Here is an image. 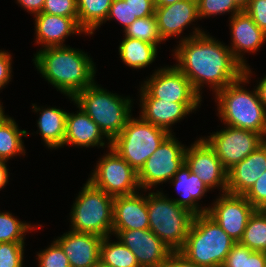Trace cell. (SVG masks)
Instances as JSON below:
<instances>
[{
  "instance_id": "1",
  "label": "cell",
  "mask_w": 266,
  "mask_h": 267,
  "mask_svg": "<svg viewBox=\"0 0 266 267\" xmlns=\"http://www.w3.org/2000/svg\"><path fill=\"white\" fill-rule=\"evenodd\" d=\"M194 30L181 38L174 55L178 62L175 66L200 96L204 84L216 93L244 75V67L234 58L229 46L198 27Z\"/></svg>"
},
{
  "instance_id": "2",
  "label": "cell",
  "mask_w": 266,
  "mask_h": 267,
  "mask_svg": "<svg viewBox=\"0 0 266 267\" xmlns=\"http://www.w3.org/2000/svg\"><path fill=\"white\" fill-rule=\"evenodd\" d=\"M33 61L42 77L69 99L95 82L94 62L79 48H42L34 55Z\"/></svg>"
},
{
  "instance_id": "3",
  "label": "cell",
  "mask_w": 266,
  "mask_h": 267,
  "mask_svg": "<svg viewBox=\"0 0 266 267\" xmlns=\"http://www.w3.org/2000/svg\"><path fill=\"white\" fill-rule=\"evenodd\" d=\"M249 67L244 68L242 77L215 93L218 114L224 125L255 131L264 137L266 109L257 89L249 92L242 86L249 84L252 74Z\"/></svg>"
},
{
  "instance_id": "4",
  "label": "cell",
  "mask_w": 266,
  "mask_h": 267,
  "mask_svg": "<svg viewBox=\"0 0 266 267\" xmlns=\"http://www.w3.org/2000/svg\"><path fill=\"white\" fill-rule=\"evenodd\" d=\"M236 243L207 213L195 215L183 247L178 251L200 267H222Z\"/></svg>"
},
{
  "instance_id": "5",
  "label": "cell",
  "mask_w": 266,
  "mask_h": 267,
  "mask_svg": "<svg viewBox=\"0 0 266 267\" xmlns=\"http://www.w3.org/2000/svg\"><path fill=\"white\" fill-rule=\"evenodd\" d=\"M71 101L77 104L112 141L132 116V99L121 97L98 86L96 82L78 92Z\"/></svg>"
},
{
  "instance_id": "6",
  "label": "cell",
  "mask_w": 266,
  "mask_h": 267,
  "mask_svg": "<svg viewBox=\"0 0 266 267\" xmlns=\"http://www.w3.org/2000/svg\"><path fill=\"white\" fill-rule=\"evenodd\" d=\"M147 209L149 230L174 252L179 251L185 243L195 214L158 190L149 191Z\"/></svg>"
},
{
  "instance_id": "7",
  "label": "cell",
  "mask_w": 266,
  "mask_h": 267,
  "mask_svg": "<svg viewBox=\"0 0 266 267\" xmlns=\"http://www.w3.org/2000/svg\"><path fill=\"white\" fill-rule=\"evenodd\" d=\"M113 202V196L96 188L87 180L70 212L71 230L103 238L112 235Z\"/></svg>"
},
{
  "instance_id": "8",
  "label": "cell",
  "mask_w": 266,
  "mask_h": 267,
  "mask_svg": "<svg viewBox=\"0 0 266 267\" xmlns=\"http://www.w3.org/2000/svg\"><path fill=\"white\" fill-rule=\"evenodd\" d=\"M169 134L140 116H131L123 131L111 141V149L138 173Z\"/></svg>"
},
{
  "instance_id": "9",
  "label": "cell",
  "mask_w": 266,
  "mask_h": 267,
  "mask_svg": "<svg viewBox=\"0 0 266 267\" xmlns=\"http://www.w3.org/2000/svg\"><path fill=\"white\" fill-rule=\"evenodd\" d=\"M88 181L113 197L131 195L141 190L138 173L111 148L98 161Z\"/></svg>"
},
{
  "instance_id": "10",
  "label": "cell",
  "mask_w": 266,
  "mask_h": 267,
  "mask_svg": "<svg viewBox=\"0 0 266 267\" xmlns=\"http://www.w3.org/2000/svg\"><path fill=\"white\" fill-rule=\"evenodd\" d=\"M185 150L186 146L173 133L169 134L138 172L140 189L146 192L157 184L171 180L185 164Z\"/></svg>"
},
{
  "instance_id": "11",
  "label": "cell",
  "mask_w": 266,
  "mask_h": 267,
  "mask_svg": "<svg viewBox=\"0 0 266 267\" xmlns=\"http://www.w3.org/2000/svg\"><path fill=\"white\" fill-rule=\"evenodd\" d=\"M140 99H161L178 103H200L189 79L174 65L158 68L140 87Z\"/></svg>"
},
{
  "instance_id": "12",
  "label": "cell",
  "mask_w": 266,
  "mask_h": 267,
  "mask_svg": "<svg viewBox=\"0 0 266 267\" xmlns=\"http://www.w3.org/2000/svg\"><path fill=\"white\" fill-rule=\"evenodd\" d=\"M203 139L227 171L265 142L264 137L255 131L230 126Z\"/></svg>"
},
{
  "instance_id": "13",
  "label": "cell",
  "mask_w": 266,
  "mask_h": 267,
  "mask_svg": "<svg viewBox=\"0 0 266 267\" xmlns=\"http://www.w3.org/2000/svg\"><path fill=\"white\" fill-rule=\"evenodd\" d=\"M206 207V213L236 242H239L248 220L256 210L244 195L220 194Z\"/></svg>"
},
{
  "instance_id": "14",
  "label": "cell",
  "mask_w": 266,
  "mask_h": 267,
  "mask_svg": "<svg viewBox=\"0 0 266 267\" xmlns=\"http://www.w3.org/2000/svg\"><path fill=\"white\" fill-rule=\"evenodd\" d=\"M189 147L185 150V164L190 171L196 174L210 190L220 187L221 193L227 192L228 171L214 150L203 138H199Z\"/></svg>"
},
{
  "instance_id": "15",
  "label": "cell",
  "mask_w": 266,
  "mask_h": 267,
  "mask_svg": "<svg viewBox=\"0 0 266 267\" xmlns=\"http://www.w3.org/2000/svg\"><path fill=\"white\" fill-rule=\"evenodd\" d=\"M135 255L140 267H161L174 252L149 229L112 230Z\"/></svg>"
},
{
  "instance_id": "16",
  "label": "cell",
  "mask_w": 266,
  "mask_h": 267,
  "mask_svg": "<svg viewBox=\"0 0 266 267\" xmlns=\"http://www.w3.org/2000/svg\"><path fill=\"white\" fill-rule=\"evenodd\" d=\"M230 30L232 33L231 50L234 58L244 67H248L243 53H256L266 41V34L258 27L252 18L243 10L230 17Z\"/></svg>"
},
{
  "instance_id": "17",
  "label": "cell",
  "mask_w": 266,
  "mask_h": 267,
  "mask_svg": "<svg viewBox=\"0 0 266 267\" xmlns=\"http://www.w3.org/2000/svg\"><path fill=\"white\" fill-rule=\"evenodd\" d=\"M103 237L70 230L55 241L68 257L70 267H92L100 260Z\"/></svg>"
},
{
  "instance_id": "18",
  "label": "cell",
  "mask_w": 266,
  "mask_h": 267,
  "mask_svg": "<svg viewBox=\"0 0 266 267\" xmlns=\"http://www.w3.org/2000/svg\"><path fill=\"white\" fill-rule=\"evenodd\" d=\"M160 37L166 41L178 36L183 30L199 19L197 0H181L167 6H155Z\"/></svg>"
},
{
  "instance_id": "19",
  "label": "cell",
  "mask_w": 266,
  "mask_h": 267,
  "mask_svg": "<svg viewBox=\"0 0 266 267\" xmlns=\"http://www.w3.org/2000/svg\"><path fill=\"white\" fill-rule=\"evenodd\" d=\"M266 171V141L227 173V192L245 195Z\"/></svg>"
},
{
  "instance_id": "20",
  "label": "cell",
  "mask_w": 266,
  "mask_h": 267,
  "mask_svg": "<svg viewBox=\"0 0 266 267\" xmlns=\"http://www.w3.org/2000/svg\"><path fill=\"white\" fill-rule=\"evenodd\" d=\"M34 17L36 43L44 48L66 46L63 43L68 36L86 34L78 24V17H63L42 12Z\"/></svg>"
},
{
  "instance_id": "21",
  "label": "cell",
  "mask_w": 266,
  "mask_h": 267,
  "mask_svg": "<svg viewBox=\"0 0 266 267\" xmlns=\"http://www.w3.org/2000/svg\"><path fill=\"white\" fill-rule=\"evenodd\" d=\"M149 229L147 195L139 192L114 197L113 230Z\"/></svg>"
},
{
  "instance_id": "22",
  "label": "cell",
  "mask_w": 266,
  "mask_h": 267,
  "mask_svg": "<svg viewBox=\"0 0 266 267\" xmlns=\"http://www.w3.org/2000/svg\"><path fill=\"white\" fill-rule=\"evenodd\" d=\"M201 103H178L161 99H140L143 120L172 133L171 126L196 111Z\"/></svg>"
},
{
  "instance_id": "23",
  "label": "cell",
  "mask_w": 266,
  "mask_h": 267,
  "mask_svg": "<svg viewBox=\"0 0 266 267\" xmlns=\"http://www.w3.org/2000/svg\"><path fill=\"white\" fill-rule=\"evenodd\" d=\"M79 112L67 113L65 145L80 147H103L111 148V141L104 135L99 126L78 106ZM105 138L107 142H105ZM104 139V140H103Z\"/></svg>"
},
{
  "instance_id": "24",
  "label": "cell",
  "mask_w": 266,
  "mask_h": 267,
  "mask_svg": "<svg viewBox=\"0 0 266 267\" xmlns=\"http://www.w3.org/2000/svg\"><path fill=\"white\" fill-rule=\"evenodd\" d=\"M172 181V182H171ZM170 183L175 186L182 198L171 199L178 205L187 208L193 214L206 213V207H199L198 201L202 199L204 194L209 192V188L200 180L196 174L184 164L170 180Z\"/></svg>"
},
{
  "instance_id": "25",
  "label": "cell",
  "mask_w": 266,
  "mask_h": 267,
  "mask_svg": "<svg viewBox=\"0 0 266 267\" xmlns=\"http://www.w3.org/2000/svg\"><path fill=\"white\" fill-rule=\"evenodd\" d=\"M34 112H40L37 121L38 131L42 136L45 145L49 149H58L63 147L66 134V117L67 113L63 109L56 107H47L40 109L37 105L32 104Z\"/></svg>"
},
{
  "instance_id": "26",
  "label": "cell",
  "mask_w": 266,
  "mask_h": 267,
  "mask_svg": "<svg viewBox=\"0 0 266 267\" xmlns=\"http://www.w3.org/2000/svg\"><path fill=\"white\" fill-rule=\"evenodd\" d=\"M158 47L143 40L124 37L119 45L120 59L133 69L148 67L157 57Z\"/></svg>"
},
{
  "instance_id": "27",
  "label": "cell",
  "mask_w": 266,
  "mask_h": 267,
  "mask_svg": "<svg viewBox=\"0 0 266 267\" xmlns=\"http://www.w3.org/2000/svg\"><path fill=\"white\" fill-rule=\"evenodd\" d=\"M113 0H77L78 24L86 34H94L106 22Z\"/></svg>"
},
{
  "instance_id": "28",
  "label": "cell",
  "mask_w": 266,
  "mask_h": 267,
  "mask_svg": "<svg viewBox=\"0 0 266 267\" xmlns=\"http://www.w3.org/2000/svg\"><path fill=\"white\" fill-rule=\"evenodd\" d=\"M26 130H20L16 121L8 115L0 121V159L8 161L14 156L25 155L22 137Z\"/></svg>"
},
{
  "instance_id": "29",
  "label": "cell",
  "mask_w": 266,
  "mask_h": 267,
  "mask_svg": "<svg viewBox=\"0 0 266 267\" xmlns=\"http://www.w3.org/2000/svg\"><path fill=\"white\" fill-rule=\"evenodd\" d=\"M239 243L252 251L266 253V210L256 209L253 212Z\"/></svg>"
},
{
  "instance_id": "30",
  "label": "cell",
  "mask_w": 266,
  "mask_h": 267,
  "mask_svg": "<svg viewBox=\"0 0 266 267\" xmlns=\"http://www.w3.org/2000/svg\"><path fill=\"white\" fill-rule=\"evenodd\" d=\"M110 236L103 238L100 246V260L110 267H140L135 255L119 239L109 242Z\"/></svg>"
},
{
  "instance_id": "31",
  "label": "cell",
  "mask_w": 266,
  "mask_h": 267,
  "mask_svg": "<svg viewBox=\"0 0 266 267\" xmlns=\"http://www.w3.org/2000/svg\"><path fill=\"white\" fill-rule=\"evenodd\" d=\"M222 267H266V253L252 251L236 242L226 256Z\"/></svg>"
},
{
  "instance_id": "32",
  "label": "cell",
  "mask_w": 266,
  "mask_h": 267,
  "mask_svg": "<svg viewBox=\"0 0 266 267\" xmlns=\"http://www.w3.org/2000/svg\"><path fill=\"white\" fill-rule=\"evenodd\" d=\"M123 32L125 37L143 40L156 46L163 41L159 34L155 14L144 18H137Z\"/></svg>"
},
{
  "instance_id": "33",
  "label": "cell",
  "mask_w": 266,
  "mask_h": 267,
  "mask_svg": "<svg viewBox=\"0 0 266 267\" xmlns=\"http://www.w3.org/2000/svg\"><path fill=\"white\" fill-rule=\"evenodd\" d=\"M31 224L19 221L9 212H0V243L24 242L25 233L35 230Z\"/></svg>"
},
{
  "instance_id": "34",
  "label": "cell",
  "mask_w": 266,
  "mask_h": 267,
  "mask_svg": "<svg viewBox=\"0 0 266 267\" xmlns=\"http://www.w3.org/2000/svg\"><path fill=\"white\" fill-rule=\"evenodd\" d=\"M199 19L231 12L234 16L243 10L234 0H197Z\"/></svg>"
},
{
  "instance_id": "35",
  "label": "cell",
  "mask_w": 266,
  "mask_h": 267,
  "mask_svg": "<svg viewBox=\"0 0 266 267\" xmlns=\"http://www.w3.org/2000/svg\"><path fill=\"white\" fill-rule=\"evenodd\" d=\"M25 242L0 243V267H23Z\"/></svg>"
},
{
  "instance_id": "36",
  "label": "cell",
  "mask_w": 266,
  "mask_h": 267,
  "mask_svg": "<svg viewBox=\"0 0 266 267\" xmlns=\"http://www.w3.org/2000/svg\"><path fill=\"white\" fill-rule=\"evenodd\" d=\"M37 253L38 267H70L68 257L56 241H53L47 249Z\"/></svg>"
},
{
  "instance_id": "37",
  "label": "cell",
  "mask_w": 266,
  "mask_h": 267,
  "mask_svg": "<svg viewBox=\"0 0 266 267\" xmlns=\"http://www.w3.org/2000/svg\"><path fill=\"white\" fill-rule=\"evenodd\" d=\"M42 13L78 17L77 0H45Z\"/></svg>"
},
{
  "instance_id": "38",
  "label": "cell",
  "mask_w": 266,
  "mask_h": 267,
  "mask_svg": "<svg viewBox=\"0 0 266 267\" xmlns=\"http://www.w3.org/2000/svg\"><path fill=\"white\" fill-rule=\"evenodd\" d=\"M113 18L122 24L124 29L137 19L133 17L130 6L125 0H113L106 21Z\"/></svg>"
},
{
  "instance_id": "39",
  "label": "cell",
  "mask_w": 266,
  "mask_h": 267,
  "mask_svg": "<svg viewBox=\"0 0 266 267\" xmlns=\"http://www.w3.org/2000/svg\"><path fill=\"white\" fill-rule=\"evenodd\" d=\"M244 196L255 209L266 210V171Z\"/></svg>"
},
{
  "instance_id": "40",
  "label": "cell",
  "mask_w": 266,
  "mask_h": 267,
  "mask_svg": "<svg viewBox=\"0 0 266 267\" xmlns=\"http://www.w3.org/2000/svg\"><path fill=\"white\" fill-rule=\"evenodd\" d=\"M244 11L266 34V0H250Z\"/></svg>"
},
{
  "instance_id": "41",
  "label": "cell",
  "mask_w": 266,
  "mask_h": 267,
  "mask_svg": "<svg viewBox=\"0 0 266 267\" xmlns=\"http://www.w3.org/2000/svg\"><path fill=\"white\" fill-rule=\"evenodd\" d=\"M128 2L133 17L144 18L154 15V0H125Z\"/></svg>"
},
{
  "instance_id": "42",
  "label": "cell",
  "mask_w": 266,
  "mask_h": 267,
  "mask_svg": "<svg viewBox=\"0 0 266 267\" xmlns=\"http://www.w3.org/2000/svg\"><path fill=\"white\" fill-rule=\"evenodd\" d=\"M12 57L7 51L0 50V90L11 81Z\"/></svg>"
},
{
  "instance_id": "43",
  "label": "cell",
  "mask_w": 266,
  "mask_h": 267,
  "mask_svg": "<svg viewBox=\"0 0 266 267\" xmlns=\"http://www.w3.org/2000/svg\"><path fill=\"white\" fill-rule=\"evenodd\" d=\"M161 267H200L193 262L187 260L182 254L178 251L173 252L170 257L164 261Z\"/></svg>"
},
{
  "instance_id": "44",
  "label": "cell",
  "mask_w": 266,
  "mask_h": 267,
  "mask_svg": "<svg viewBox=\"0 0 266 267\" xmlns=\"http://www.w3.org/2000/svg\"><path fill=\"white\" fill-rule=\"evenodd\" d=\"M17 3L30 14L37 15L42 12L45 0H17Z\"/></svg>"
},
{
  "instance_id": "45",
  "label": "cell",
  "mask_w": 266,
  "mask_h": 267,
  "mask_svg": "<svg viewBox=\"0 0 266 267\" xmlns=\"http://www.w3.org/2000/svg\"><path fill=\"white\" fill-rule=\"evenodd\" d=\"M6 163V160L0 159V191L5 187L9 179V172Z\"/></svg>"
},
{
  "instance_id": "46",
  "label": "cell",
  "mask_w": 266,
  "mask_h": 267,
  "mask_svg": "<svg viewBox=\"0 0 266 267\" xmlns=\"http://www.w3.org/2000/svg\"><path fill=\"white\" fill-rule=\"evenodd\" d=\"M260 101L266 109V75L262 78L256 87Z\"/></svg>"
},
{
  "instance_id": "47",
  "label": "cell",
  "mask_w": 266,
  "mask_h": 267,
  "mask_svg": "<svg viewBox=\"0 0 266 267\" xmlns=\"http://www.w3.org/2000/svg\"><path fill=\"white\" fill-rule=\"evenodd\" d=\"M181 0H154L155 6H167Z\"/></svg>"
},
{
  "instance_id": "48",
  "label": "cell",
  "mask_w": 266,
  "mask_h": 267,
  "mask_svg": "<svg viewBox=\"0 0 266 267\" xmlns=\"http://www.w3.org/2000/svg\"><path fill=\"white\" fill-rule=\"evenodd\" d=\"M234 1L242 10H244L248 6L250 0H234Z\"/></svg>"
},
{
  "instance_id": "49",
  "label": "cell",
  "mask_w": 266,
  "mask_h": 267,
  "mask_svg": "<svg viewBox=\"0 0 266 267\" xmlns=\"http://www.w3.org/2000/svg\"><path fill=\"white\" fill-rule=\"evenodd\" d=\"M3 104H1V102H0V121L1 120H3L7 115H5L4 113V108H3V106H2Z\"/></svg>"
},
{
  "instance_id": "50",
  "label": "cell",
  "mask_w": 266,
  "mask_h": 267,
  "mask_svg": "<svg viewBox=\"0 0 266 267\" xmlns=\"http://www.w3.org/2000/svg\"><path fill=\"white\" fill-rule=\"evenodd\" d=\"M92 267H110L109 265L104 264L101 260L96 262Z\"/></svg>"
},
{
  "instance_id": "51",
  "label": "cell",
  "mask_w": 266,
  "mask_h": 267,
  "mask_svg": "<svg viewBox=\"0 0 266 267\" xmlns=\"http://www.w3.org/2000/svg\"><path fill=\"white\" fill-rule=\"evenodd\" d=\"M264 140L266 141V125H265V129H264Z\"/></svg>"
}]
</instances>
